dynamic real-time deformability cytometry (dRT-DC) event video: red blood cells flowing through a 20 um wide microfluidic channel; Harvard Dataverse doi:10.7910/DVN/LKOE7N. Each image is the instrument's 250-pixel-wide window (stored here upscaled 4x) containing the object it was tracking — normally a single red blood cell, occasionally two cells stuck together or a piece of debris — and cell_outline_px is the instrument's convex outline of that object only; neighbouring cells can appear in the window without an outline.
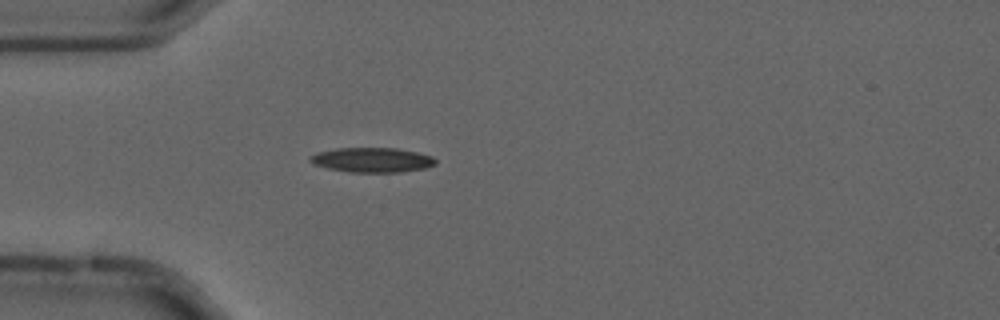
{"species": "common noctule bat (a hibernating species)", "species_latin": "Nyctalus noctula", "temperature_condition": "cold", "stored_images_in_passage": 41, "camera_frame_rate_fps": 3000, "um_per_image_px": 0.085, "animal": {"sex": "male", "forearm_length_mm": 52.5}, "frame": {"image": 1, "passage_image": 2, "time_ms": 0.333, "image_size_px": [1000, 320], "cell_outline_px": [[436, 164], [424, 168], [400, 172], [352, 172], [328, 168], [312, 164], [308, 160], [308, 156], [316, 152], [336, 148], [396, 148], [416, 152], [432, 156], [436, 160]], "centroid_in_image_um": [31.58, 13.59], "position_along_channel_um": 53.4, "area_um2": 18.09}}
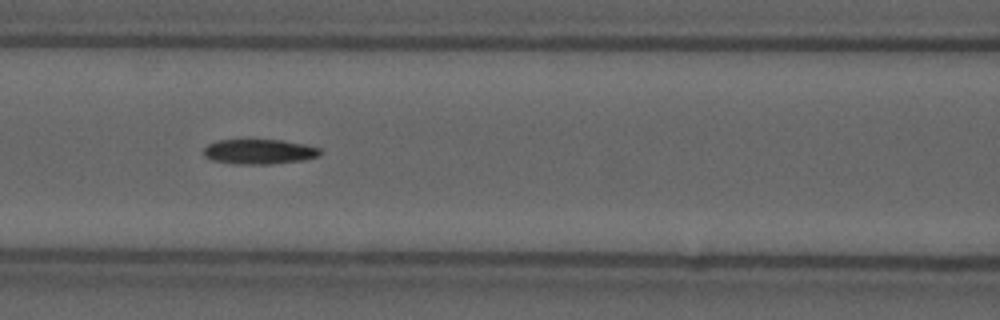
{"frame": {"image": 2, "passage_image": 10, "time_ms": 3.0, "image_size_px": [1000, 320], "cell_outline_px": [[324, 152], [320, 156], [304, 160], [268, 164], [236, 164], [212, 160], [204, 156], [204, 148], [208, 144], [216, 140], [284, 140], [304, 144], [320, 148]], "centroid_in_image_um": [22.07, 12.89], "position_along_channel_um": 144.5, "area_um2": 17.05}}
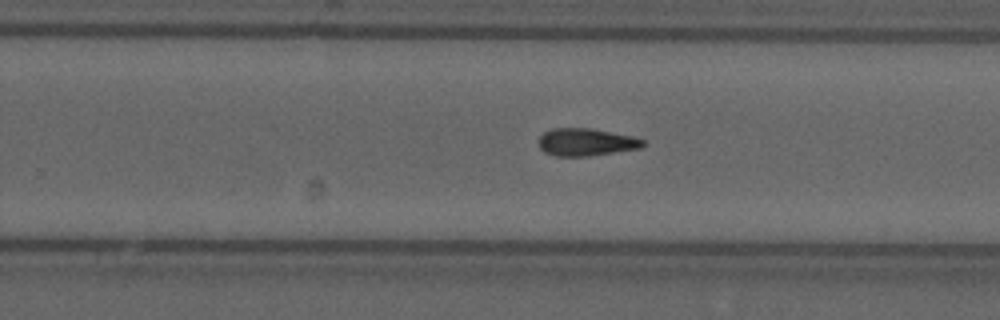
{"frame": {"image": 3, "passage_image": 21, "time_ms": 6.667, "image_size_px": [1000, 320], "cell_outline_px": [[648, 144], [640, 148], [588, 156], [556, 156], [544, 152], [540, 148], [540, 136], [544, 132], [552, 128], [592, 128], [632, 136], [644, 140]], "centroid_in_image_um": [49.84, 12.07], "position_along_channel_um": 280.0, "area_um2": 16.7}}